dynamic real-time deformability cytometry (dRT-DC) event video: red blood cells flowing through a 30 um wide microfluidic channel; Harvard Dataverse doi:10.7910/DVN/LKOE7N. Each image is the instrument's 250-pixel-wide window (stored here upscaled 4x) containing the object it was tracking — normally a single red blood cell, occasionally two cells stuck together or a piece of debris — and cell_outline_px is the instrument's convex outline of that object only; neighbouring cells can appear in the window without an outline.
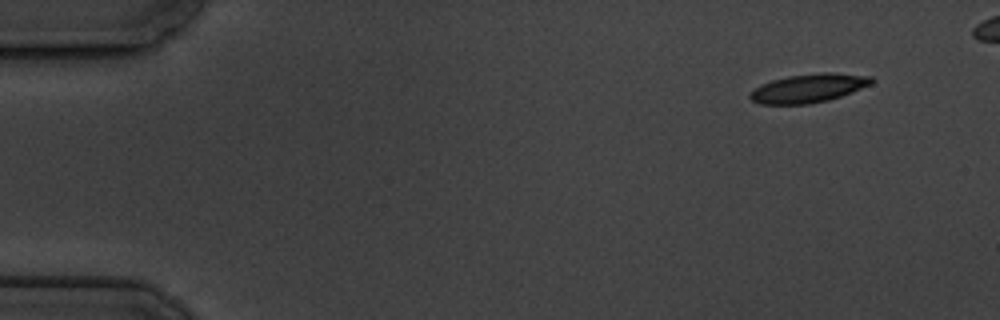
{"species": "common noctule bat (a hibernating species)", "species_latin": "Nyctalus noctula", "temperature_condition": "cold", "stored_images_in_passage": 5, "camera_frame_rate_fps": 3000, "um_per_image_px": 0.085, "animal": {"sex": "male", "body_mass_g": 19.5, "forearm_length_mm": 54.6}, "frame": {"image": 1, "passage_image": 1, "time_ms": 0.0, "image_size_px": [1000, 320], "cell_outline_px": [[876, 80], [872, 84], [852, 92], [828, 100], [808, 104], [760, 104], [752, 100], [748, 96], [760, 84], [772, 80], [788, 76], [824, 72], [832, 72], [872, 76]], "centroid_in_image_um": [68.77, 7.49], "position_along_channel_um": 16.2, "area_um2": 20.29}}